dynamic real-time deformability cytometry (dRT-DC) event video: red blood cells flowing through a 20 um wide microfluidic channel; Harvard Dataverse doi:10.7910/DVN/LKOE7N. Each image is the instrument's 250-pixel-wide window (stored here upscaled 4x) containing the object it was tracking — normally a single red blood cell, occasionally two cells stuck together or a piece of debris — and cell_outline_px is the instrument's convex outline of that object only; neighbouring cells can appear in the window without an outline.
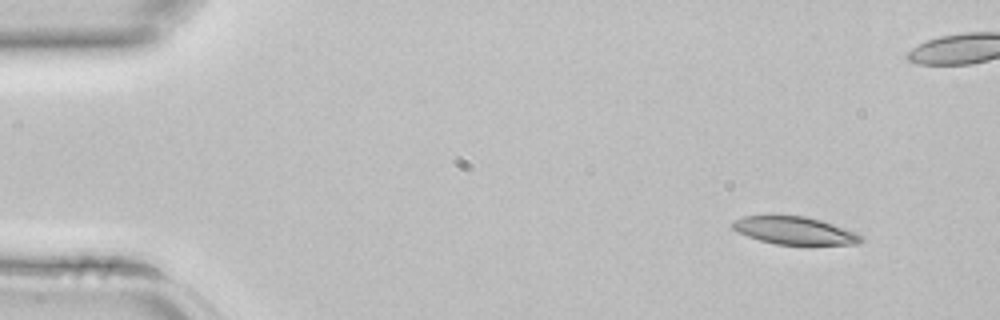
{"species": "common noctule bat (a hibernating species)", "species_latin": "Nyctalus noctula", "temperature_condition": "room temperature", "stored_images_in_passage": 4, "camera_frame_rate_fps": 3000, "um_per_image_px": 0.085, "animal": {"sex": "female", "body_mass_g": 22.7, "forearm_length_mm": 54.2}, "frame": {"image": 1, "passage_image": 1, "time_ms": 0.0, "image_size_px": [1000, 320], "cell_outline_px": [[864, 240], [856, 244], [776, 244], [760, 240], [736, 232], [728, 224], [732, 220], [744, 216], [804, 216], [820, 220], [844, 228], [864, 236]], "centroid_in_image_um": [67.48, 19.59], "position_along_channel_um": 17.5, "area_um2": 20.58}}